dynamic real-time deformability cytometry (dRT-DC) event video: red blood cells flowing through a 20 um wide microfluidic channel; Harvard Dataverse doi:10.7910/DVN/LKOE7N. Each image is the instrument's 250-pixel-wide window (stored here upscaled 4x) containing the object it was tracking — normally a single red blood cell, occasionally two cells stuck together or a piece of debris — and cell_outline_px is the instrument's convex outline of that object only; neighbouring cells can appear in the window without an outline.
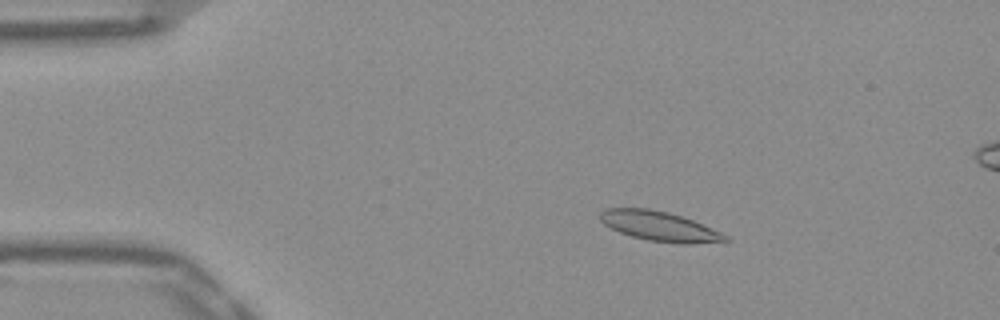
{"species": "Egyptian fruit bat (a non-hibernating species)", "species_latin": "Rousettus aegyptiacus", "temperature_condition": "warm", "stored_images_in_passage": 53, "segment_of_instrument_passage": [1, 2], "camera_frame_rate_fps": 3000, "um_per_image_px": 0.085, "frame": {"image": 1, "passage_image": 9, "time_ms": 2.667, "image_size_px": [1000, 320], "cell_outline_px": [[732, 240], [692, 244], [680, 244], [648, 240], [632, 236], [620, 232], [604, 224], [600, 220], [600, 212], [604, 208], [648, 208], [668, 212], [692, 220], [720, 232], [728, 236]], "centroid_in_image_um": [56.05, 19.23], "position_along_channel_um": 29.0, "area_um2": 21.5}}
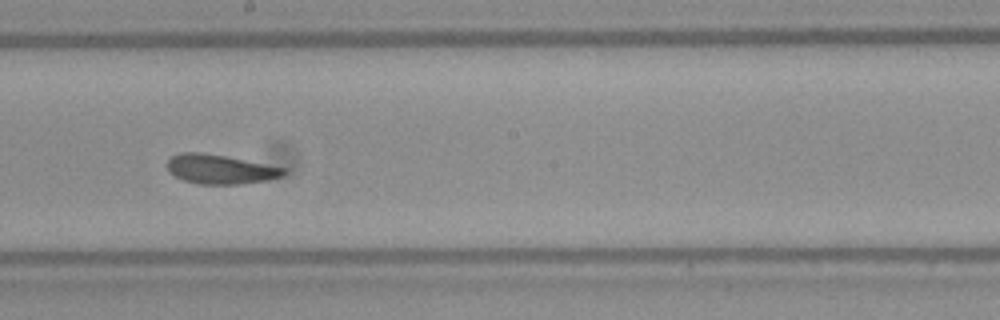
{"frame": {"image": 2, "passage_image": 29, "time_ms": 9.333, "image_size_px": [1000, 320], "cell_outline_px": [[284, 172], [280, 176], [264, 180], [240, 184], [200, 184], [184, 180], [168, 172], [168, 160], [172, 156], [180, 152], [200, 152], [224, 156], [284, 168]], "centroid_in_image_um": [18.63, 14.38], "position_along_channel_um": 229.6, "area_um2": 19.36}}
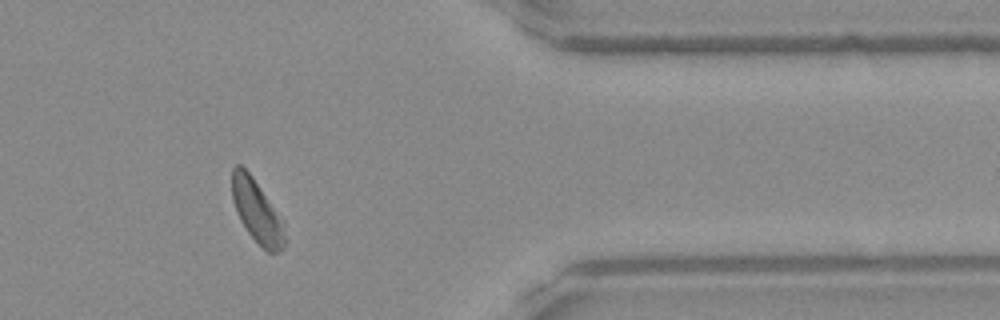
{"frame": {"image": 3, "passage_image": 43, "time_ms": 14.0, "image_size_px": [1000, 320], "cell_outline_px": [[284, 248], [280, 252], [268, 252], [248, 232], [240, 220], [236, 212], [232, 200], [232, 168], [236, 164], [240, 164], [252, 176], [284, 220]], "centroid_in_image_um": [21.84, 17.94], "position_along_channel_um": 389.6, "area_um2": 19.25}}